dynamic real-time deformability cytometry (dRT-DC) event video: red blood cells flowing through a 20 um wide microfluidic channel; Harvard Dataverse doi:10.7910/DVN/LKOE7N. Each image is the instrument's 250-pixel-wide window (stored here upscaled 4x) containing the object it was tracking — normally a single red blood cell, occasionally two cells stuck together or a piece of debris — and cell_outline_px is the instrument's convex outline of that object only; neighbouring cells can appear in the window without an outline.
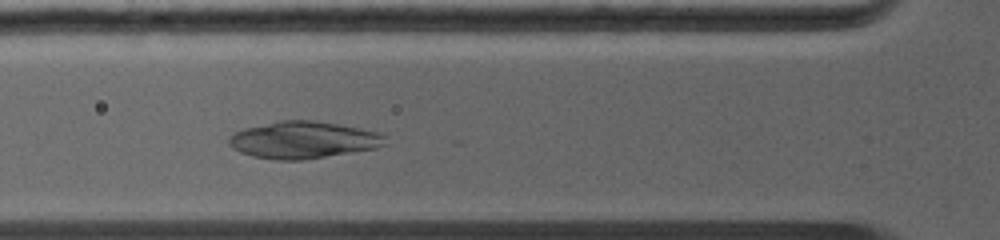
{"species": "common noctule bat (a hibernating species)", "species_latin": "Nyctalus noctula", "temperature_condition": "warm", "stored_images_in_passage": 35, "camera_frame_rate_fps": 5000, "um_per_image_px": 0.085, "animal": {"sex": "female", "body_mass_g": 19.0, "forearm_length_mm": 56.7}, "frame": {"image": 1, "passage_image": 5, "time_ms": 0.8, "image_size_px": [1000, 240], "cell_outline_px": [[388, 144], [376, 148], [304, 160], [276, 160], [252, 156], [240, 152], [232, 148], [228, 144], [228, 140], [236, 132], [248, 128], [280, 120], [308, 120], [336, 124], [356, 128], [372, 132], [384, 136]], "centroid_in_image_um": [25.75, 11.92], "position_along_channel_um": 100.1, "area_um2": 33.12}}
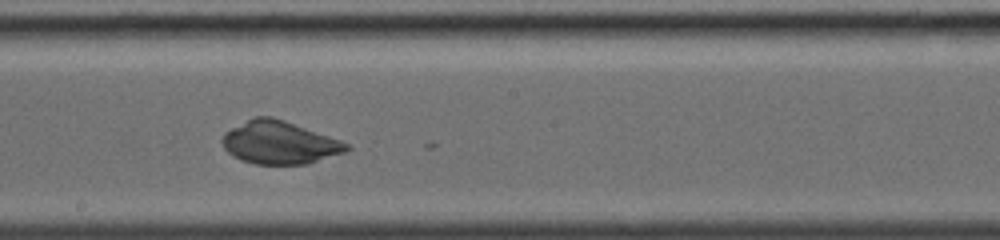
{"frame": {"image": 2, "passage_image": 19, "time_ms": 3.6, "image_size_px": [1000, 240], "cell_outline_px": [[352, 148], [344, 152], [308, 164], [256, 164], [240, 160], [232, 156], [224, 148], [224, 132], [256, 116], [272, 116], [284, 120], [340, 140], [348, 144]], "centroid_in_image_um": [23.76, 12.13], "position_along_channel_um": 224.4, "area_um2": 30.69}}
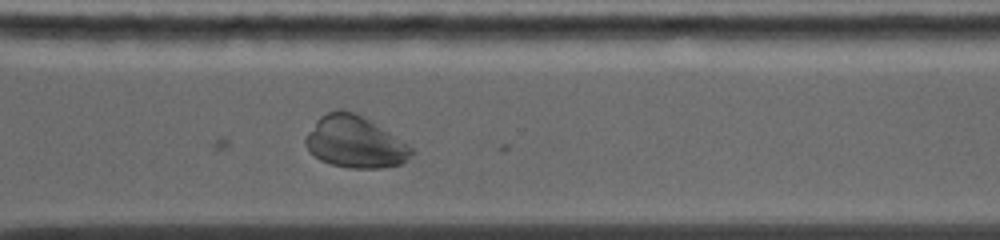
{"frame": {"image": 3, "passage_image": 32, "time_ms": 6.2, "image_size_px": [1000, 240], "cell_outline_px": [[412, 152], [404, 164], [380, 168], [348, 168], [332, 164], [320, 160], [304, 144], [304, 140], [308, 132], [316, 120], [320, 116], [328, 112], [352, 112], [360, 116], [412, 148]], "centroid_in_image_um": [30.12, 12.12], "position_along_channel_um": 340.5, "area_um2": 30.75}}